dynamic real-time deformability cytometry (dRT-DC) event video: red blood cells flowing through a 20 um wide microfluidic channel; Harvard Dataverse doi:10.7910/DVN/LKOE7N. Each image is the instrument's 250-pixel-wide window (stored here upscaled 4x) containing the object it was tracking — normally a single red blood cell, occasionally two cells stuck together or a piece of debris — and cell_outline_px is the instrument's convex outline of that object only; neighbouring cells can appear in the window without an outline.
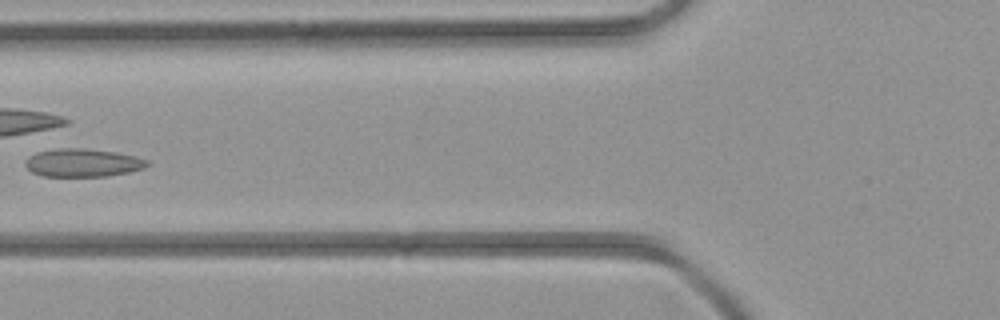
{"species": "common noctule bat (a hibernating species)", "species_latin": "Nyctalus noctula", "temperature_condition": "room temperature", "stored_images_in_passage": 6, "camera_frame_rate_fps": 3000, "um_per_image_px": 0.085, "animal": {"sex": "female", "body_mass_g": 21.9}, "frame": {"image": 1, "passage_image": 6, "time_ms": 6.0, "image_size_px": [1000, 320], "cell_outline_px": [[148, 164], [144, 168], [128, 172], [108, 176], [44, 176], [32, 172], [24, 164], [28, 156], [36, 152], [60, 148], [84, 148], [116, 152], [136, 156], [148, 160]], "centroid_in_image_um": [7.03, 13.83], "position_along_channel_um": 118.8, "area_um2": 19.94}}